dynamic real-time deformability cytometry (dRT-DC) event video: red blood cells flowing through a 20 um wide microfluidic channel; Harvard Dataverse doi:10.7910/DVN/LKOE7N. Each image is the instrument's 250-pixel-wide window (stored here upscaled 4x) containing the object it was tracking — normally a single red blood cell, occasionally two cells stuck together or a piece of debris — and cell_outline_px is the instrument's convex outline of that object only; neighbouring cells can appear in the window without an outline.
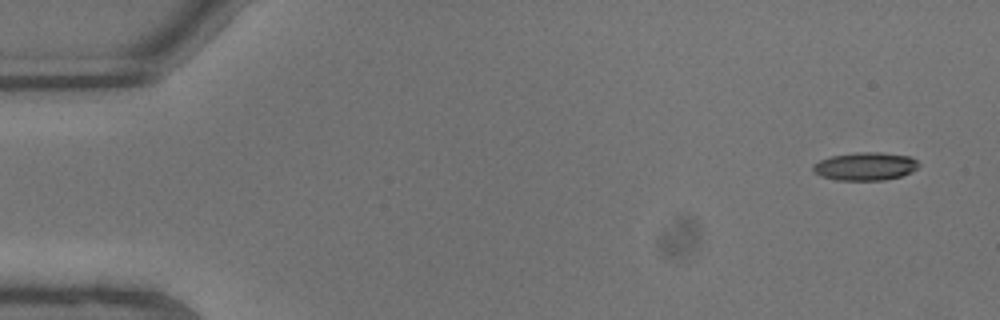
{"species": "common noctule bat (a hibernating species)", "species_latin": "Nyctalus noctula", "temperature_condition": "warm", "stored_images_in_passage": 7, "camera_frame_rate_fps": 3000, "um_per_image_px": 0.085, "animal": {"sex": "male", "body_mass_g": 13.3}, "frame": {"image": 1, "passage_image": 1, "time_ms": 0.0, "image_size_px": [1000, 320], "cell_outline_px": [[920, 164], [912, 172], [900, 176], [884, 180], [836, 180], [820, 176], [812, 168], [812, 164], [820, 160], [832, 156], [856, 152], [880, 152], [908, 156], [916, 160]], "centroid_in_image_um": [73.54, 14.14], "position_along_channel_um": 11.5, "area_um2": 17.22}}
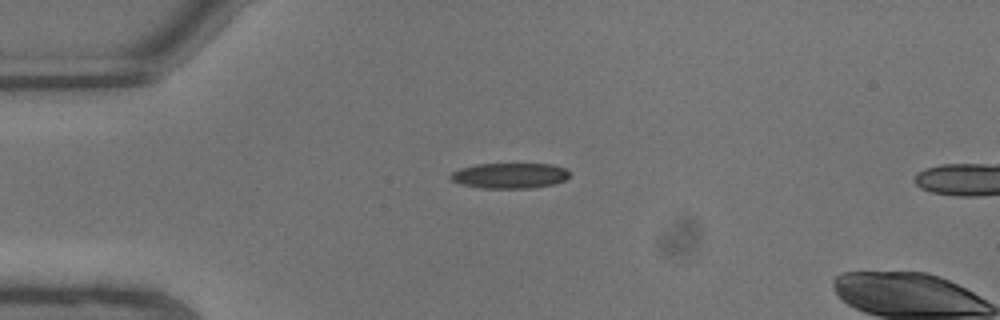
{"frame": {"image": 2, "passage_image": 5, "time_ms": 1.333, "image_size_px": [1000, 320], "cell_outline_px": [[572, 172], [564, 180], [552, 184], [528, 188], [480, 188], [460, 184], [452, 180], [448, 176], [452, 172], [460, 168], [476, 164], [552, 164], [568, 168]], "centroid_in_image_um": [43.33, 14.92], "position_along_channel_um": 41.7, "area_um2": 17.74}}